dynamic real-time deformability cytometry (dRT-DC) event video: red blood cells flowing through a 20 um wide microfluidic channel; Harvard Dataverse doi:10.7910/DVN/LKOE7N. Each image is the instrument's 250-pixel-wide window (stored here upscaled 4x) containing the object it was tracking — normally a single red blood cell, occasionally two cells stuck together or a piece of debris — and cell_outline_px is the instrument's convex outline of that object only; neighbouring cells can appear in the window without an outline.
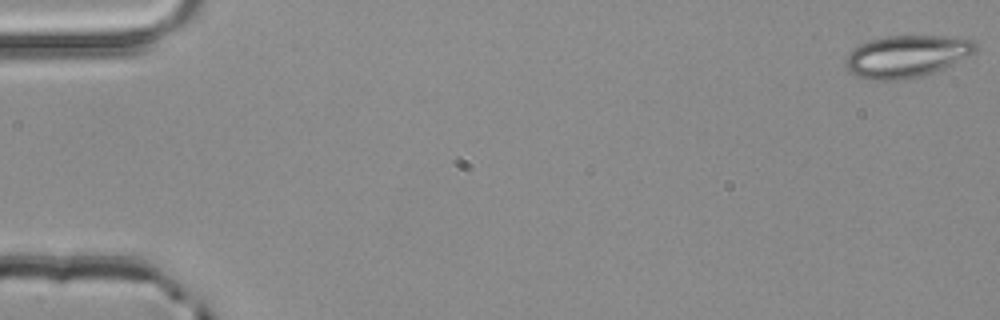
{"species": "common noctule bat (a hibernating species)", "species_latin": "Nyctalus noctula", "temperature_condition": "room temperature", "stored_images_in_passage": 4, "camera_frame_rate_fps": 3000, "um_per_image_px": 0.085, "animal": {"sex": "male", "body_mass_g": 20.4}, "frame": {"image": 1, "passage_image": 1, "time_ms": 0.0, "image_size_px": [1000, 320], "cell_outline_px": [[976, 52], [944, 68], [920, 76], [896, 80], [872, 80], [856, 76], [844, 64], [844, 60], [860, 44], [872, 40], [888, 36], [944, 36], [972, 40], [976, 44]], "centroid_in_image_um": [77.07, 4.79], "position_along_channel_um": 7.9, "area_um2": 31.33}}